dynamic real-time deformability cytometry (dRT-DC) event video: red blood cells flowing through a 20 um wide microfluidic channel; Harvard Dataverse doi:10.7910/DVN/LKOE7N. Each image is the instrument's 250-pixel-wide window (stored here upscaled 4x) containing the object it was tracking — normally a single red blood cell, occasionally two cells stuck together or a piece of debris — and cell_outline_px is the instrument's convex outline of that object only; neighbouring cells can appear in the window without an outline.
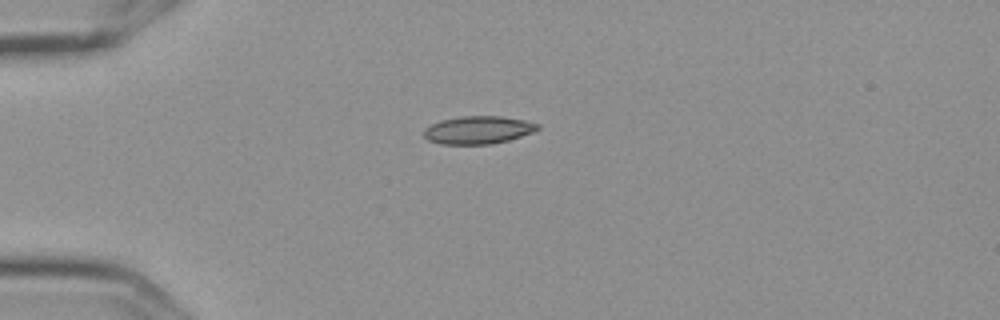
{"species": "Egyptian fruit bat (a non-hibernating species)", "species_latin": "Rousettus aegyptiacus", "temperature_condition": "cold", "stored_images_in_passage": 8, "camera_frame_rate_fps": 3000, "um_per_image_px": 0.085, "frame": {"image": 1, "passage_image": 1, "time_ms": 0.0, "image_size_px": [1000, 320], "cell_outline_px": [[540, 128], [532, 132], [508, 140], [492, 144], [440, 144], [428, 140], [424, 136], [424, 128], [440, 120], [460, 116], [500, 116], [524, 120], [540, 124]], "centroid_in_image_um": [40.62, 11.04], "position_along_channel_um": 44.4, "area_um2": 18.44}}
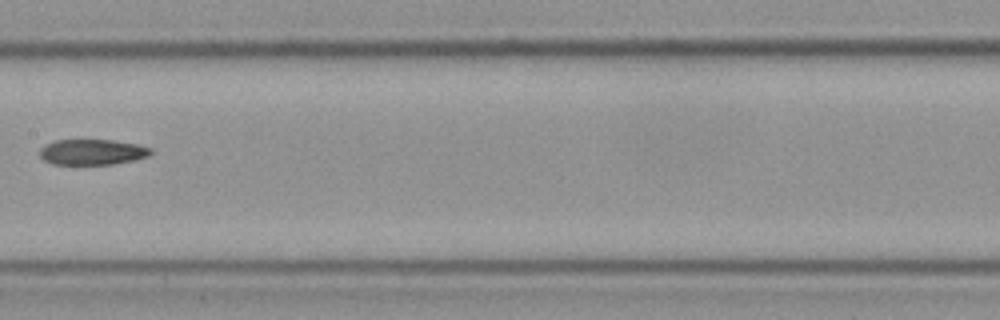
{"frame": {"image": 2, "passage_image": 5, "time_ms": 1.333, "image_size_px": [1000, 320], "cell_outline_px": [[152, 152], [148, 156], [132, 160], [112, 164], [52, 164], [44, 160], [40, 156], [40, 148], [44, 144], [56, 140], [112, 140], [136, 144], [152, 148]], "centroid_in_image_um": [7.81, 12.92], "position_along_channel_um": 199.6, "area_um2": 16.47}}
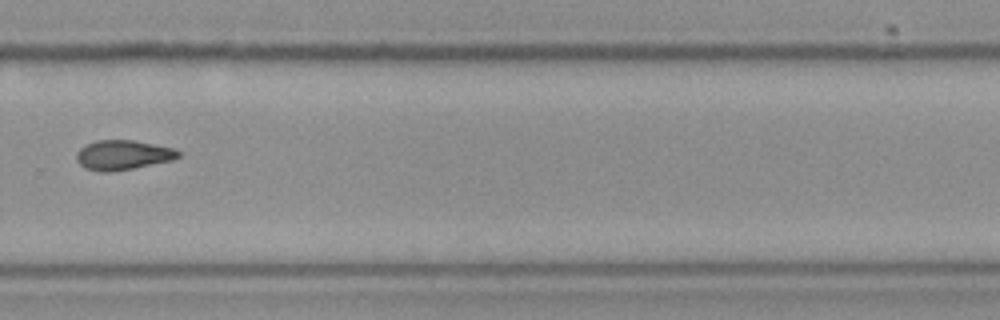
{"frame": {"image": 3, "passage_image": 8, "time_ms": 2.333, "image_size_px": [1000, 320], "cell_outline_px": [[180, 156], [172, 160], [132, 168], [84, 168], [76, 160], [76, 152], [84, 144], [96, 140], [136, 140], [176, 148], [180, 152]], "centroid_in_image_um": [10.49, 13.1], "position_along_channel_um": 319.3, "area_um2": 16.99}}